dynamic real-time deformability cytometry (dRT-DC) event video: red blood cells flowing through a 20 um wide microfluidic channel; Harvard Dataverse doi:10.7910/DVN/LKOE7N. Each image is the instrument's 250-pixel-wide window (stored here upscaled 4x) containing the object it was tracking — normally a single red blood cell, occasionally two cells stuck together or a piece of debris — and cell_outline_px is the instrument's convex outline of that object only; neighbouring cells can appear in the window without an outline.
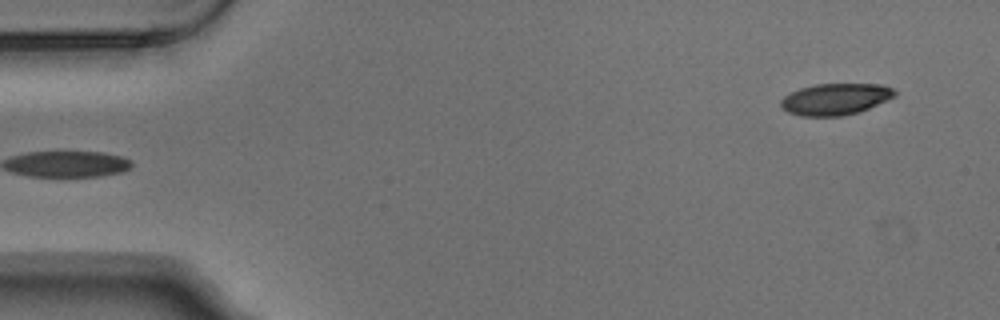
{"species": "Egyptian fruit bat (a non-hibernating species)", "species_latin": "Rousettus aegyptiacus", "temperature_condition": "warm", "stored_images_in_passage": 5, "segment_of_instrument_passage": [2, 2], "camera_frame_rate_fps": 3000, "um_per_image_px": 0.085, "animal": {"sex": "male"}, "frame": {"image": 1, "passage_image": 5, "time_ms": 1.333, "image_size_px": [1000, 320], "cell_outline_px": [[896, 96], [860, 112], [840, 116], [800, 116], [788, 112], [780, 104], [780, 100], [784, 96], [800, 88], [816, 84], [884, 84], [892, 88], [896, 92]], "centroid_in_image_um": [71.03, 8.42], "position_along_channel_um": 14.0, "area_um2": 20.92}}